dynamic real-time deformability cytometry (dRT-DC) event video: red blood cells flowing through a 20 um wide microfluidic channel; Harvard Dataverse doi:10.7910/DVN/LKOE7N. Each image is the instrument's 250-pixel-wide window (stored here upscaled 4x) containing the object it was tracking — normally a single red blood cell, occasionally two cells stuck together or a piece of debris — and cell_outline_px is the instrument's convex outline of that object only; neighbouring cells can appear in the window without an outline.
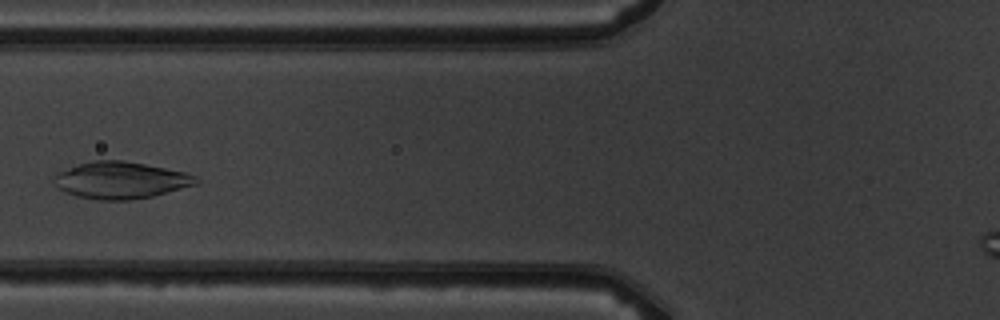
{"species": "common noctule bat (a hibernating species)", "species_latin": "Nyctalus noctula", "temperature_condition": "warm", "stored_images_in_passage": 5, "camera_frame_rate_fps": 3000, "um_per_image_px": 0.085, "animal": {"sex": "male", "body_mass_g": 19.5, "forearm_length_mm": 54.6}, "frame": {"image": 1, "passage_image": 4, "time_ms": 3.667, "image_size_px": [1000, 320], "cell_outline_px": [[200, 180], [196, 184], [152, 196], [132, 200], [100, 200], [76, 196], [64, 192], [56, 188], [52, 180], [52, 176], [56, 172], [92, 160], [120, 160], [144, 164], [184, 172], [196, 176]], "centroid_in_image_um": [10.18, 15.32], "position_along_channel_um": 115.6, "area_um2": 30.52}}
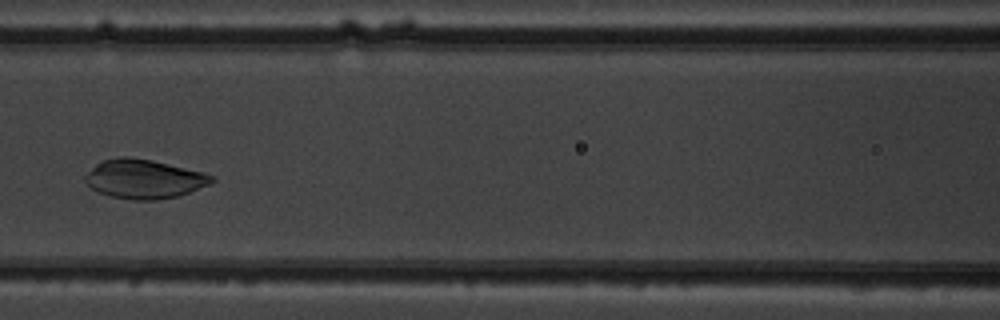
{"frame": {"image": 2, "passage_image": 5, "time_ms": 4.667, "image_size_px": [1000, 320], "cell_outline_px": [[216, 180], [208, 184], [188, 192], [176, 196], [156, 200], [132, 200], [112, 196], [100, 192], [92, 188], [84, 180], [84, 176], [96, 164], [104, 160], [116, 156], [128, 156], [152, 160], [216, 176]], "centroid_in_image_um": [12.22, 15.2], "position_along_channel_um": 154.4, "area_um2": 28.44}}